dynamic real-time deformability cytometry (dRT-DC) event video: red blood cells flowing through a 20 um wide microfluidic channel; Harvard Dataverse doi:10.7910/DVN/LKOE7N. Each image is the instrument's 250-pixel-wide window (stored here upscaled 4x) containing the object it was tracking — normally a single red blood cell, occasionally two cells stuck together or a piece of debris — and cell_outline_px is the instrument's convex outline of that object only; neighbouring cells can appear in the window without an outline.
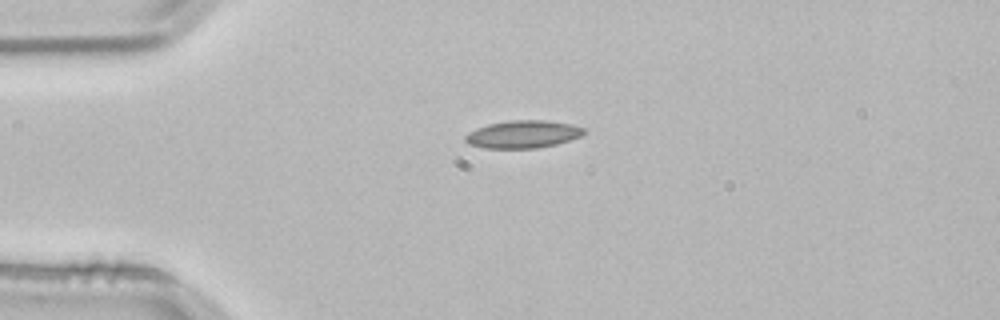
{"species": "common noctule bat (a hibernating species)", "species_latin": "Nyctalus noctula", "temperature_condition": "room temperature", "stored_images_in_passage": 2, "camera_frame_rate_fps": 3000, "um_per_image_px": 0.085, "animal": {"sex": "male", "body_mass_g": 21.5, "forearm_length_mm": 52.0}, "frame": {"image": 1, "passage_image": 1, "time_ms": 0.0, "image_size_px": [1000, 320], "cell_outline_px": [[584, 132], [580, 136], [556, 144], [536, 148], [484, 148], [468, 144], [464, 140], [464, 136], [468, 132], [476, 128], [488, 124], [512, 120], [544, 120], [572, 124], [584, 128]], "centroid_in_image_um": [44.4, 11.41], "position_along_channel_um": 40.6, "area_um2": 19.02}}
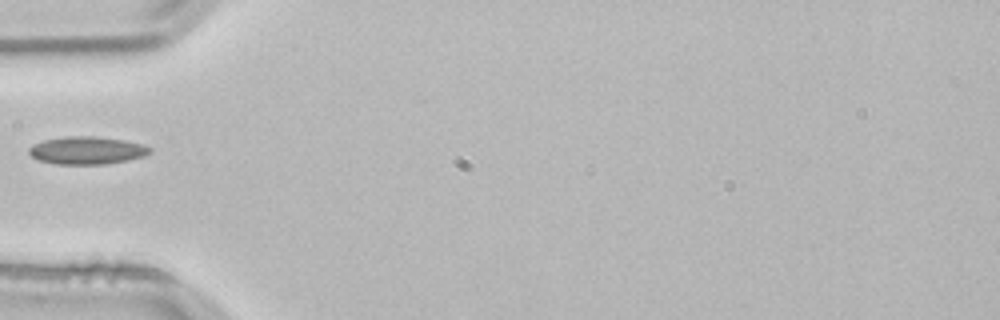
{"frame": {"image": 2, "passage_image": 2, "time_ms": 0.333, "image_size_px": [1000, 320], "cell_outline_px": [[152, 152], [144, 156], [128, 160], [104, 164], [56, 164], [36, 160], [28, 152], [28, 148], [32, 144], [44, 140], [68, 136], [96, 136], [124, 140], [140, 144], [152, 148]], "centroid_in_image_um": [7.36, 12.78], "position_along_channel_um": 77.6, "area_um2": 19.59}}